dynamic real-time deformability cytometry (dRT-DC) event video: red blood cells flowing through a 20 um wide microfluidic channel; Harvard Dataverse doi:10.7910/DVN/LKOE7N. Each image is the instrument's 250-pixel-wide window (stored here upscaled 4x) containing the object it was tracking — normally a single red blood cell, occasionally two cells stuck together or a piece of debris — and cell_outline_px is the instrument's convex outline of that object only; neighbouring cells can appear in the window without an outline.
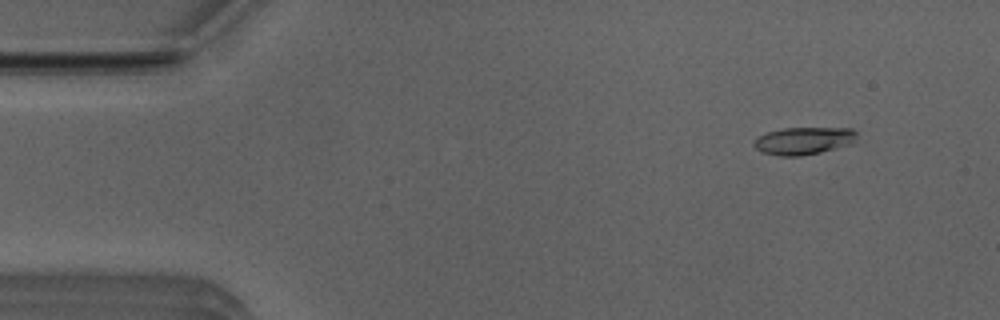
{"species": "Egyptian fruit bat (a non-hibernating species)", "species_latin": "Rousettus aegyptiacus", "temperature_condition": "room temperature", "stored_images_in_passage": 51, "camera_frame_rate_fps": 3000, "um_per_image_px": 0.085, "animal": {"sex": "male"}, "frame": {"image": 1, "passage_image": 5, "time_ms": 1.333, "image_size_px": [1000, 320], "cell_outline_px": [[856, 136], [848, 144], [836, 148], [820, 152], [800, 156], [780, 156], [764, 152], [756, 148], [752, 144], [760, 136], [768, 132], [784, 128], [852, 128], [856, 132]], "centroid_in_image_um": [68.3, 11.96], "position_along_channel_um": 16.7, "area_um2": 16.07}}
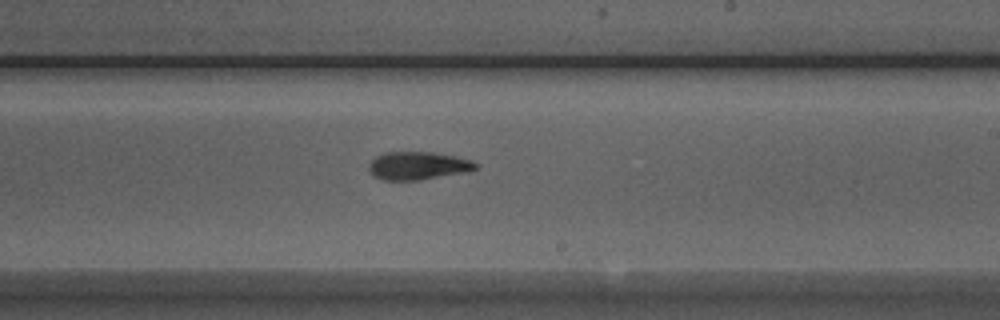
{"frame": {"image": 2, "passage_image": 30, "time_ms": 9.667, "image_size_px": [1000, 320], "cell_outline_px": [[480, 164], [476, 168], [468, 172], [420, 180], [384, 180], [376, 176], [368, 168], [368, 164], [376, 156], [384, 152], [432, 152], [456, 156], [472, 160]], "centroid_in_image_um": [35.57, 14.08], "position_along_channel_um": 253.4, "area_um2": 17.51}}
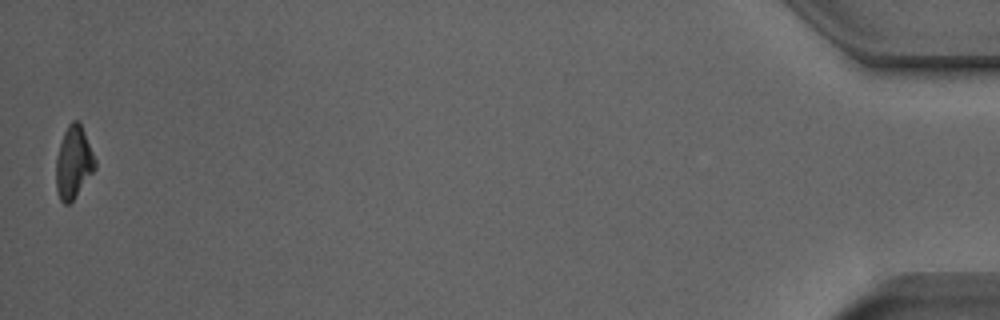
{"frame": {"image": 3, "passage_image": 51, "time_ms": 16.667, "image_size_px": [1000, 320], "cell_outline_px": [[96, 168], [72, 200], [68, 204], [64, 204], [60, 200], [56, 188], [56, 160], [60, 144], [64, 132], [68, 124], [72, 120], [76, 120], [80, 124], [84, 132], [96, 160]], "centroid_in_image_um": [6.24, 13.8], "position_along_channel_um": 429.0, "area_um2": 16.13}, "authors_computed_cell_mechanics": {"area_um2": 17.1666, "velocity_mm_per_s": 3.9611, "shape_relaxation_time_tau1_ms": 4.8337, "shape_relaxation_time_tau2_ms": 2.755, "deformation_change_tau1": 0.1649, "deformation_change_tau2": 0.1026}}